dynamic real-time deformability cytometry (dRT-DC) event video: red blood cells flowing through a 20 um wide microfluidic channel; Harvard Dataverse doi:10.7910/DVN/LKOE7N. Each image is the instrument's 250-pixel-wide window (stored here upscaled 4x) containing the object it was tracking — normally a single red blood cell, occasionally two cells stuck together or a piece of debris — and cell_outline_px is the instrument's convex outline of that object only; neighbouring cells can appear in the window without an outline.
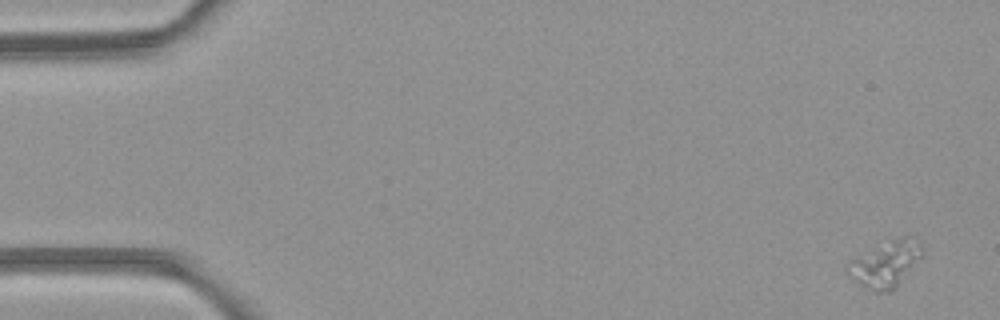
{"species": "common noctule bat (a hibernating species)", "species_latin": "Nyctalus noctula", "temperature_condition": "room temperature", "stored_images_in_passage": 7, "camera_frame_rate_fps": 3000, "um_per_image_px": 0.085, "animal": {"sex": "female", "body_mass_g": 21.9}, "frame": {"image": 1, "passage_image": 1, "time_ms": 0.0, "image_size_px": [1000, 320], "cell_outline_px": [[924, 256], [896, 288], [888, 292], [876, 292], [856, 284], [844, 272], [844, 268], [848, 260], [892, 240], [904, 236], [908, 236], [920, 244], [924, 252]], "centroid_in_image_um": [75.24, 22.5], "position_along_channel_um": 9.8, "area_um2": 20.29}}
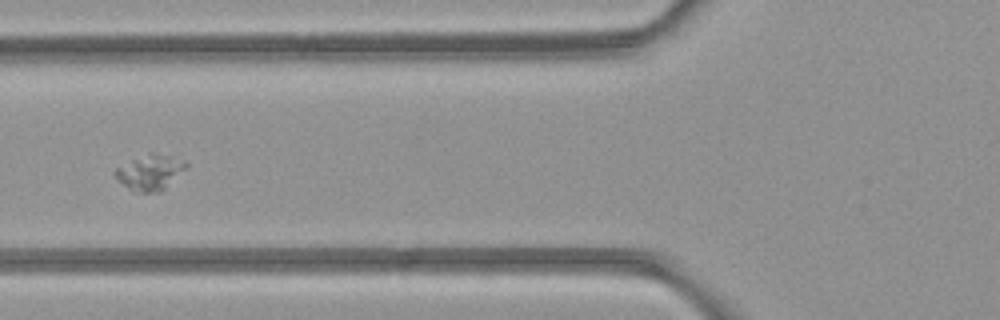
{"frame": {"image": 2, "passage_image": 6, "time_ms": 6.0, "image_size_px": [1000, 320], "cell_outline_px": [[188, 168], [160, 192], [140, 192], [128, 188], [116, 180], [112, 172], [116, 168], [132, 160], [152, 152], [184, 160], [188, 164]], "centroid_in_image_um": [12.76, 14.66], "position_along_channel_um": 113.0, "area_um2": 14.51}}
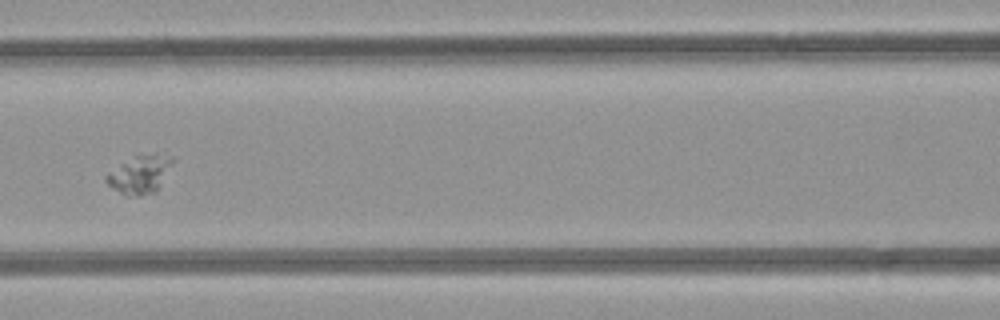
{"frame": {"image": 3, "passage_image": 7, "time_ms": 7.0, "image_size_px": [1000, 320], "cell_outline_px": [[176, 160], [156, 192], [140, 196], [128, 196], [112, 188], [104, 180], [104, 176], [120, 164], [136, 156], [172, 156]], "centroid_in_image_um": [11.9, 14.87], "position_along_channel_um": 154.7, "area_um2": 14.39}}